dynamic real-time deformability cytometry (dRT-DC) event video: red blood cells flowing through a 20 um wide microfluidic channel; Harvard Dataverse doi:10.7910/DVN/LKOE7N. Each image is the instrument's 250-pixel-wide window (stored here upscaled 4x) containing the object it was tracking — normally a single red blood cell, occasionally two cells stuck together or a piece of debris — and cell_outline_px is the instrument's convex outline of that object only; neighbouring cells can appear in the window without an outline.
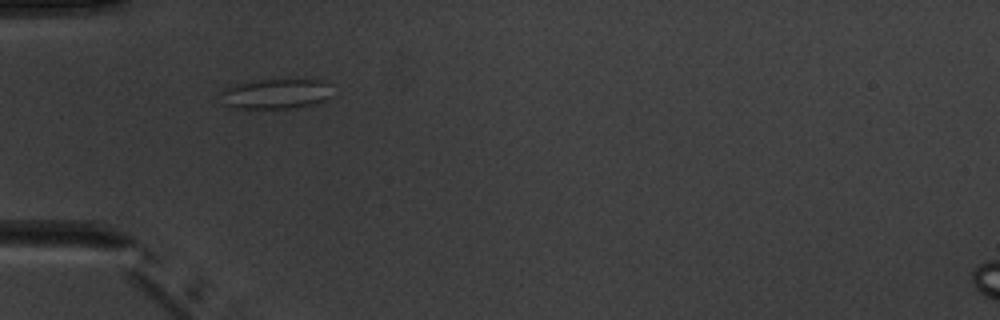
{"species": "common noctule bat (a hibernating species)", "species_latin": "Nyctalus noctula", "temperature_condition": "warm", "stored_images_in_passage": 5, "camera_frame_rate_fps": 3000, "um_per_image_px": 0.085, "animal": {"sex": "male", "body_mass_g": 20.1, "forearm_length_mm": 53.5}, "frame": {"image": 1, "passage_image": 1, "time_ms": 0.0, "image_size_px": [1000, 320], "cell_outline_px": [[328, 96], [324, 100], [308, 104], [288, 108], [236, 108], [224, 104], [220, 92], [224, 88], [248, 80], [324, 80]], "centroid_in_image_um": [23.3, 7.96], "position_along_channel_um": 61.7, "area_um2": 18.9}}
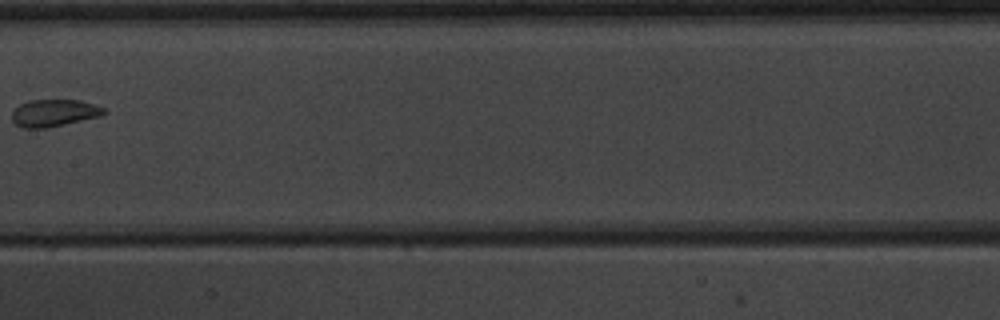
{"frame": {"image": 2, "passage_image": 4, "time_ms": 3.667, "image_size_px": [1000, 320], "cell_outline_px": [[108, 112], [100, 116], [48, 128], [24, 128], [16, 124], [12, 120], [12, 112], [20, 104], [28, 100], [80, 100], [104, 108]], "centroid_in_image_um": [4.59, 9.6], "position_along_channel_um": 202.8, "area_um2": 14.51}}
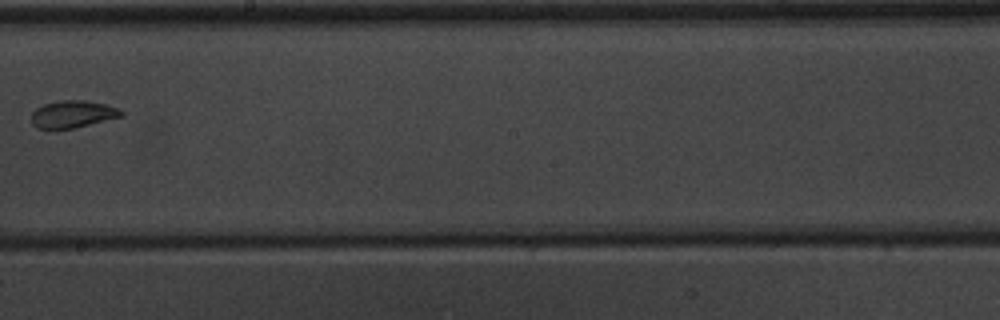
{"frame": {"image": 3, "passage_image": 5, "time_ms": 4.667, "image_size_px": [1000, 320], "cell_outline_px": [[124, 116], [76, 128], [36, 128], [32, 124], [32, 112], [36, 108], [44, 104], [64, 100], [84, 100], [104, 104], [116, 108], [124, 112]], "centroid_in_image_um": [6.19, 9.71], "position_along_channel_um": 242.0, "area_um2": 14.16}}